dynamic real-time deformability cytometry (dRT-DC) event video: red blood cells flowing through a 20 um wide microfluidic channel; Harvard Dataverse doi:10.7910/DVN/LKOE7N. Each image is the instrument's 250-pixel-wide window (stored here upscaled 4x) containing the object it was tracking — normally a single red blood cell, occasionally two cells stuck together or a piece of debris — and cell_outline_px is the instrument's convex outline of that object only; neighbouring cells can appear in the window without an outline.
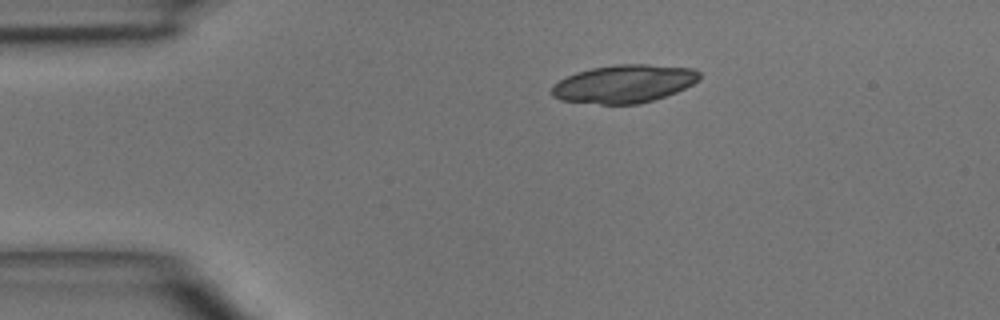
{"species": "common noctule bat (a hibernating species)", "species_latin": "Nyctalus noctula", "temperature_condition": "room temperature", "stored_images_in_passage": 3, "camera_frame_rate_fps": 3000, "um_per_image_px": 0.085, "animal": {"sex": "male", "body_mass_g": 15.6}, "frame": {"image": 1, "passage_image": 1, "time_ms": 0.0, "image_size_px": [1000, 320], "cell_outline_px": [[700, 80], [676, 92], [652, 100], [636, 104], [600, 104], [560, 100], [552, 96], [552, 84], [576, 72], [592, 68], [616, 64], [648, 64], [696, 68], [700, 72]], "centroid_in_image_um": [53.06, 7.11], "position_along_channel_um": 31.9, "area_um2": 32.77}}